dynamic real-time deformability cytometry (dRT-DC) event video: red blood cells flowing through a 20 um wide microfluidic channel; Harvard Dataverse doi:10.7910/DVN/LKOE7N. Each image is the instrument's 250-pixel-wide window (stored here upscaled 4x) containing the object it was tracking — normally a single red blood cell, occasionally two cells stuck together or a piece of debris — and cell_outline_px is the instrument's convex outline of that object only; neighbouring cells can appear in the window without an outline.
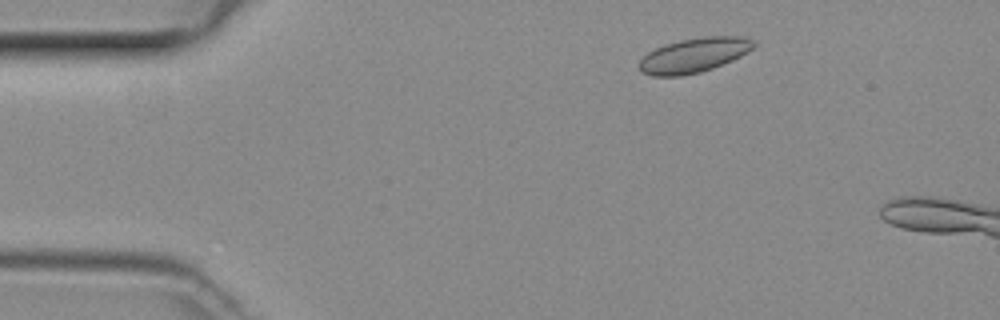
{"species": "common noctule bat (a hibernating species)", "species_latin": "Nyctalus noctula", "temperature_condition": "room temperature", "stored_images_in_passage": 10, "camera_frame_rate_fps": 3000, "um_per_image_px": 0.085, "animal": {"sex": "female", "body_mass_g": 29.2, "forearm_length_mm": 56.3}, "frame": {"image": 1, "passage_image": 5, "time_ms": 1.333, "image_size_px": [1000, 320], "cell_outline_px": [[756, 44], [748, 52], [732, 60], [712, 68], [700, 72], [680, 76], [652, 76], [640, 72], [636, 64], [648, 52], [664, 44], [680, 40], [704, 36], [744, 36], [756, 40]], "centroid_in_image_um": [58.97, 4.69], "position_along_channel_um": 26.0, "area_um2": 23.29}}